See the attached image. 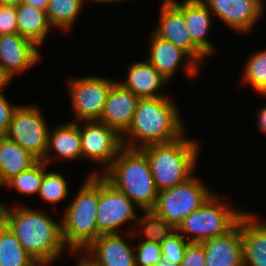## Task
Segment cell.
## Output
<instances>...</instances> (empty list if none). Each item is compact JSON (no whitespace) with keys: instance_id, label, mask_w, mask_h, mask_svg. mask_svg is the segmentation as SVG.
Returning a JSON list of instances; mask_svg holds the SVG:
<instances>
[{"instance_id":"obj_22","label":"cell","mask_w":266,"mask_h":266,"mask_svg":"<svg viewBox=\"0 0 266 266\" xmlns=\"http://www.w3.org/2000/svg\"><path fill=\"white\" fill-rule=\"evenodd\" d=\"M38 161L5 135L0 136V186L19 173L29 170Z\"/></svg>"},{"instance_id":"obj_10","label":"cell","mask_w":266,"mask_h":266,"mask_svg":"<svg viewBox=\"0 0 266 266\" xmlns=\"http://www.w3.org/2000/svg\"><path fill=\"white\" fill-rule=\"evenodd\" d=\"M70 80L67 85L76 120L99 121L109 91L116 82L96 76Z\"/></svg>"},{"instance_id":"obj_27","label":"cell","mask_w":266,"mask_h":266,"mask_svg":"<svg viewBox=\"0 0 266 266\" xmlns=\"http://www.w3.org/2000/svg\"><path fill=\"white\" fill-rule=\"evenodd\" d=\"M46 165L44 161H38L29 170L9 179L3 186L12 187L22 195L39 194L44 173L47 171Z\"/></svg>"},{"instance_id":"obj_38","label":"cell","mask_w":266,"mask_h":266,"mask_svg":"<svg viewBox=\"0 0 266 266\" xmlns=\"http://www.w3.org/2000/svg\"><path fill=\"white\" fill-rule=\"evenodd\" d=\"M258 125L261 132L266 134V106L258 113Z\"/></svg>"},{"instance_id":"obj_28","label":"cell","mask_w":266,"mask_h":266,"mask_svg":"<svg viewBox=\"0 0 266 266\" xmlns=\"http://www.w3.org/2000/svg\"><path fill=\"white\" fill-rule=\"evenodd\" d=\"M137 224H141L142 232L146 236V240L150 242L160 243L166 238L174 234L177 229L164 218H161L153 210H144L142 217H138Z\"/></svg>"},{"instance_id":"obj_40","label":"cell","mask_w":266,"mask_h":266,"mask_svg":"<svg viewBox=\"0 0 266 266\" xmlns=\"http://www.w3.org/2000/svg\"><path fill=\"white\" fill-rule=\"evenodd\" d=\"M23 0H0V4L8 6H18Z\"/></svg>"},{"instance_id":"obj_33","label":"cell","mask_w":266,"mask_h":266,"mask_svg":"<svg viewBox=\"0 0 266 266\" xmlns=\"http://www.w3.org/2000/svg\"><path fill=\"white\" fill-rule=\"evenodd\" d=\"M18 33L16 7L0 4V35Z\"/></svg>"},{"instance_id":"obj_26","label":"cell","mask_w":266,"mask_h":266,"mask_svg":"<svg viewBox=\"0 0 266 266\" xmlns=\"http://www.w3.org/2000/svg\"><path fill=\"white\" fill-rule=\"evenodd\" d=\"M85 0H49L46 16L51 26L71 30Z\"/></svg>"},{"instance_id":"obj_15","label":"cell","mask_w":266,"mask_h":266,"mask_svg":"<svg viewBox=\"0 0 266 266\" xmlns=\"http://www.w3.org/2000/svg\"><path fill=\"white\" fill-rule=\"evenodd\" d=\"M139 99L117 81L109 91L99 122L115 129L122 136L132 123Z\"/></svg>"},{"instance_id":"obj_42","label":"cell","mask_w":266,"mask_h":266,"mask_svg":"<svg viewBox=\"0 0 266 266\" xmlns=\"http://www.w3.org/2000/svg\"><path fill=\"white\" fill-rule=\"evenodd\" d=\"M96 1V2H100V3H112V2H121V1H125V0H93V2Z\"/></svg>"},{"instance_id":"obj_9","label":"cell","mask_w":266,"mask_h":266,"mask_svg":"<svg viewBox=\"0 0 266 266\" xmlns=\"http://www.w3.org/2000/svg\"><path fill=\"white\" fill-rule=\"evenodd\" d=\"M135 204L99 174L97 230L101 234H118L119 228L130 220H138ZM118 230V231H117Z\"/></svg>"},{"instance_id":"obj_12","label":"cell","mask_w":266,"mask_h":266,"mask_svg":"<svg viewBox=\"0 0 266 266\" xmlns=\"http://www.w3.org/2000/svg\"><path fill=\"white\" fill-rule=\"evenodd\" d=\"M154 29L158 37L187 52L199 65L206 59L207 56L193 43L182 11L171 0L161 3L159 24Z\"/></svg>"},{"instance_id":"obj_41","label":"cell","mask_w":266,"mask_h":266,"mask_svg":"<svg viewBox=\"0 0 266 266\" xmlns=\"http://www.w3.org/2000/svg\"><path fill=\"white\" fill-rule=\"evenodd\" d=\"M156 266H178V265L173 264L170 261H167L164 258H162V260Z\"/></svg>"},{"instance_id":"obj_16","label":"cell","mask_w":266,"mask_h":266,"mask_svg":"<svg viewBox=\"0 0 266 266\" xmlns=\"http://www.w3.org/2000/svg\"><path fill=\"white\" fill-rule=\"evenodd\" d=\"M151 38L147 60L168 81L173 77L180 63H183L182 60L185 56H187V62H185L184 68L188 76L194 77L198 73L199 64L187 52L176 47L170 41L158 37L155 33L152 34Z\"/></svg>"},{"instance_id":"obj_24","label":"cell","mask_w":266,"mask_h":266,"mask_svg":"<svg viewBox=\"0 0 266 266\" xmlns=\"http://www.w3.org/2000/svg\"><path fill=\"white\" fill-rule=\"evenodd\" d=\"M16 13L18 33L37 47L41 46L52 27L48 22L46 11L20 3L16 6Z\"/></svg>"},{"instance_id":"obj_31","label":"cell","mask_w":266,"mask_h":266,"mask_svg":"<svg viewBox=\"0 0 266 266\" xmlns=\"http://www.w3.org/2000/svg\"><path fill=\"white\" fill-rule=\"evenodd\" d=\"M184 235L178 231L161 242L162 257L173 264L180 266L183 262L186 245L188 243Z\"/></svg>"},{"instance_id":"obj_6","label":"cell","mask_w":266,"mask_h":266,"mask_svg":"<svg viewBox=\"0 0 266 266\" xmlns=\"http://www.w3.org/2000/svg\"><path fill=\"white\" fill-rule=\"evenodd\" d=\"M245 213L221 204L219 197L213 194L202 207L183 220L177 231L181 235L187 234L188 242L201 243L230 232Z\"/></svg>"},{"instance_id":"obj_18","label":"cell","mask_w":266,"mask_h":266,"mask_svg":"<svg viewBox=\"0 0 266 266\" xmlns=\"http://www.w3.org/2000/svg\"><path fill=\"white\" fill-rule=\"evenodd\" d=\"M99 266H136L134 245L118 234H101L86 249Z\"/></svg>"},{"instance_id":"obj_36","label":"cell","mask_w":266,"mask_h":266,"mask_svg":"<svg viewBox=\"0 0 266 266\" xmlns=\"http://www.w3.org/2000/svg\"><path fill=\"white\" fill-rule=\"evenodd\" d=\"M82 251H85V254L81 257L79 256L77 266H99L86 250Z\"/></svg>"},{"instance_id":"obj_14","label":"cell","mask_w":266,"mask_h":266,"mask_svg":"<svg viewBox=\"0 0 266 266\" xmlns=\"http://www.w3.org/2000/svg\"><path fill=\"white\" fill-rule=\"evenodd\" d=\"M40 56L38 47L19 33L0 35V69L10 80L36 64Z\"/></svg>"},{"instance_id":"obj_21","label":"cell","mask_w":266,"mask_h":266,"mask_svg":"<svg viewBox=\"0 0 266 266\" xmlns=\"http://www.w3.org/2000/svg\"><path fill=\"white\" fill-rule=\"evenodd\" d=\"M119 83L139 98H156L162 97V94H157L158 90L166 85L168 80L154 65L145 60L132 63L128 68V78L124 83Z\"/></svg>"},{"instance_id":"obj_32","label":"cell","mask_w":266,"mask_h":266,"mask_svg":"<svg viewBox=\"0 0 266 266\" xmlns=\"http://www.w3.org/2000/svg\"><path fill=\"white\" fill-rule=\"evenodd\" d=\"M134 251L136 266H156L163 258L161 244L156 242L141 241Z\"/></svg>"},{"instance_id":"obj_37","label":"cell","mask_w":266,"mask_h":266,"mask_svg":"<svg viewBox=\"0 0 266 266\" xmlns=\"http://www.w3.org/2000/svg\"><path fill=\"white\" fill-rule=\"evenodd\" d=\"M49 0H23L22 3L34 6L41 10L46 11Z\"/></svg>"},{"instance_id":"obj_20","label":"cell","mask_w":266,"mask_h":266,"mask_svg":"<svg viewBox=\"0 0 266 266\" xmlns=\"http://www.w3.org/2000/svg\"><path fill=\"white\" fill-rule=\"evenodd\" d=\"M254 214L241 217L244 266H266V222Z\"/></svg>"},{"instance_id":"obj_13","label":"cell","mask_w":266,"mask_h":266,"mask_svg":"<svg viewBox=\"0 0 266 266\" xmlns=\"http://www.w3.org/2000/svg\"><path fill=\"white\" fill-rule=\"evenodd\" d=\"M224 24L240 32L253 29L264 12V0H202Z\"/></svg>"},{"instance_id":"obj_3","label":"cell","mask_w":266,"mask_h":266,"mask_svg":"<svg viewBox=\"0 0 266 266\" xmlns=\"http://www.w3.org/2000/svg\"><path fill=\"white\" fill-rule=\"evenodd\" d=\"M101 175L141 211L154 208L158 190L149 161L140 149L123 147L111 166Z\"/></svg>"},{"instance_id":"obj_1","label":"cell","mask_w":266,"mask_h":266,"mask_svg":"<svg viewBox=\"0 0 266 266\" xmlns=\"http://www.w3.org/2000/svg\"><path fill=\"white\" fill-rule=\"evenodd\" d=\"M0 219L40 266L54 262L65 248L61 223L53 221L43 212L22 205L9 209L0 202Z\"/></svg>"},{"instance_id":"obj_29","label":"cell","mask_w":266,"mask_h":266,"mask_svg":"<svg viewBox=\"0 0 266 266\" xmlns=\"http://www.w3.org/2000/svg\"><path fill=\"white\" fill-rule=\"evenodd\" d=\"M243 70V82L261 93L266 88V50L251 55Z\"/></svg>"},{"instance_id":"obj_7","label":"cell","mask_w":266,"mask_h":266,"mask_svg":"<svg viewBox=\"0 0 266 266\" xmlns=\"http://www.w3.org/2000/svg\"><path fill=\"white\" fill-rule=\"evenodd\" d=\"M212 195L204 184L192 176L172 188L158 191L152 210L177 229L187 216L202 207Z\"/></svg>"},{"instance_id":"obj_19","label":"cell","mask_w":266,"mask_h":266,"mask_svg":"<svg viewBox=\"0 0 266 266\" xmlns=\"http://www.w3.org/2000/svg\"><path fill=\"white\" fill-rule=\"evenodd\" d=\"M183 13L193 43L208 57L214 51L206 39L211 27L212 13L202 0H185L182 3L171 0Z\"/></svg>"},{"instance_id":"obj_5","label":"cell","mask_w":266,"mask_h":266,"mask_svg":"<svg viewBox=\"0 0 266 266\" xmlns=\"http://www.w3.org/2000/svg\"><path fill=\"white\" fill-rule=\"evenodd\" d=\"M99 174H90L75 199L64 212L61 223L62 240L70 253L85 250L101 233L97 230ZM78 251V252H77Z\"/></svg>"},{"instance_id":"obj_11","label":"cell","mask_w":266,"mask_h":266,"mask_svg":"<svg viewBox=\"0 0 266 266\" xmlns=\"http://www.w3.org/2000/svg\"><path fill=\"white\" fill-rule=\"evenodd\" d=\"M81 127L82 155L99 164H104L105 172L123 148L122 136L113 128L99 121H84Z\"/></svg>"},{"instance_id":"obj_35","label":"cell","mask_w":266,"mask_h":266,"mask_svg":"<svg viewBox=\"0 0 266 266\" xmlns=\"http://www.w3.org/2000/svg\"><path fill=\"white\" fill-rule=\"evenodd\" d=\"M18 106L11 104L3 93L0 94V135L7 133L12 116Z\"/></svg>"},{"instance_id":"obj_34","label":"cell","mask_w":266,"mask_h":266,"mask_svg":"<svg viewBox=\"0 0 266 266\" xmlns=\"http://www.w3.org/2000/svg\"><path fill=\"white\" fill-rule=\"evenodd\" d=\"M180 266H205V253L201 243L188 242Z\"/></svg>"},{"instance_id":"obj_23","label":"cell","mask_w":266,"mask_h":266,"mask_svg":"<svg viewBox=\"0 0 266 266\" xmlns=\"http://www.w3.org/2000/svg\"><path fill=\"white\" fill-rule=\"evenodd\" d=\"M55 150L58 156L67 160L83 158L81 134L77 122H69L60 126H56L53 132L48 134V144L46 155L42 161L49 164L48 154L51 150Z\"/></svg>"},{"instance_id":"obj_8","label":"cell","mask_w":266,"mask_h":266,"mask_svg":"<svg viewBox=\"0 0 266 266\" xmlns=\"http://www.w3.org/2000/svg\"><path fill=\"white\" fill-rule=\"evenodd\" d=\"M49 128L38 107L18 106L5 136L39 161L46 155Z\"/></svg>"},{"instance_id":"obj_39","label":"cell","mask_w":266,"mask_h":266,"mask_svg":"<svg viewBox=\"0 0 266 266\" xmlns=\"http://www.w3.org/2000/svg\"><path fill=\"white\" fill-rule=\"evenodd\" d=\"M9 81L10 79L0 69V94L3 93L2 89L5 88V85H7Z\"/></svg>"},{"instance_id":"obj_4","label":"cell","mask_w":266,"mask_h":266,"mask_svg":"<svg viewBox=\"0 0 266 266\" xmlns=\"http://www.w3.org/2000/svg\"><path fill=\"white\" fill-rule=\"evenodd\" d=\"M199 144L183 135L169 143L150 144L140 148L146 155L158 191L172 188L192 177Z\"/></svg>"},{"instance_id":"obj_43","label":"cell","mask_w":266,"mask_h":266,"mask_svg":"<svg viewBox=\"0 0 266 266\" xmlns=\"http://www.w3.org/2000/svg\"><path fill=\"white\" fill-rule=\"evenodd\" d=\"M260 94H262V96H263V95L266 96V88H265Z\"/></svg>"},{"instance_id":"obj_30","label":"cell","mask_w":266,"mask_h":266,"mask_svg":"<svg viewBox=\"0 0 266 266\" xmlns=\"http://www.w3.org/2000/svg\"><path fill=\"white\" fill-rule=\"evenodd\" d=\"M67 182L65 178L56 172L45 171L39 196L49 203H58L66 198L68 195Z\"/></svg>"},{"instance_id":"obj_17","label":"cell","mask_w":266,"mask_h":266,"mask_svg":"<svg viewBox=\"0 0 266 266\" xmlns=\"http://www.w3.org/2000/svg\"><path fill=\"white\" fill-rule=\"evenodd\" d=\"M205 266H244L241 218L227 234L201 242Z\"/></svg>"},{"instance_id":"obj_25","label":"cell","mask_w":266,"mask_h":266,"mask_svg":"<svg viewBox=\"0 0 266 266\" xmlns=\"http://www.w3.org/2000/svg\"><path fill=\"white\" fill-rule=\"evenodd\" d=\"M0 266H40L0 219Z\"/></svg>"},{"instance_id":"obj_2","label":"cell","mask_w":266,"mask_h":266,"mask_svg":"<svg viewBox=\"0 0 266 266\" xmlns=\"http://www.w3.org/2000/svg\"><path fill=\"white\" fill-rule=\"evenodd\" d=\"M175 105L167 96L140 98L132 123L122 135L123 147L140 149L150 144L169 143L182 137L185 134L183 122ZM125 135L129 137L126 138Z\"/></svg>"}]
</instances>
